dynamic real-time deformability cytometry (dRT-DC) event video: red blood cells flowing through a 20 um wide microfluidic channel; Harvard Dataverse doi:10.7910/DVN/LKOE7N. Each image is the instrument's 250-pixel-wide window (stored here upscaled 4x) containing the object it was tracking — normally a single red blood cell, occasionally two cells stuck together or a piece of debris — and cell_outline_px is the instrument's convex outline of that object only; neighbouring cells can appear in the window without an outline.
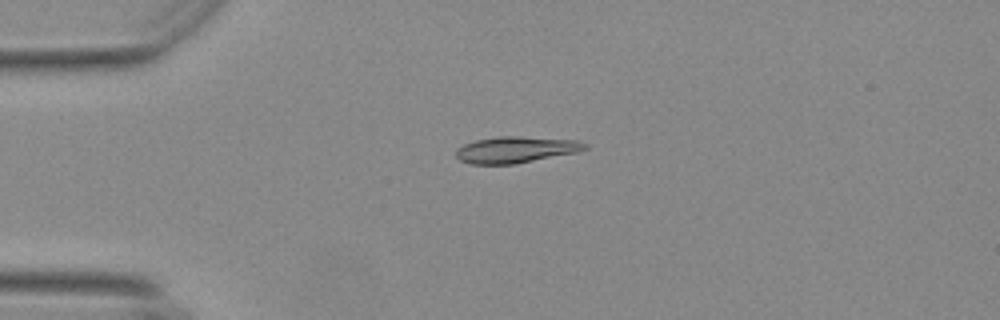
{"species": "Egyptian fruit bat (a non-hibernating species)", "species_latin": "Rousettus aegyptiacus", "temperature_condition": "warm", "stored_images_in_passage": 12, "camera_frame_rate_fps": 3000, "um_per_image_px": 0.085, "animal": {"sex": "female"}, "frame": {"image": 1, "passage_image": 2, "time_ms": 0.333, "image_size_px": [1000, 320], "cell_outline_px": [[588, 148], [576, 152], [516, 164], [472, 164], [460, 160], [456, 156], [456, 148], [464, 144], [476, 140], [500, 136], [520, 136], [576, 140], [588, 144]], "centroid_in_image_um": [43.84, 12.72], "position_along_channel_um": 41.2, "area_um2": 19.77}}
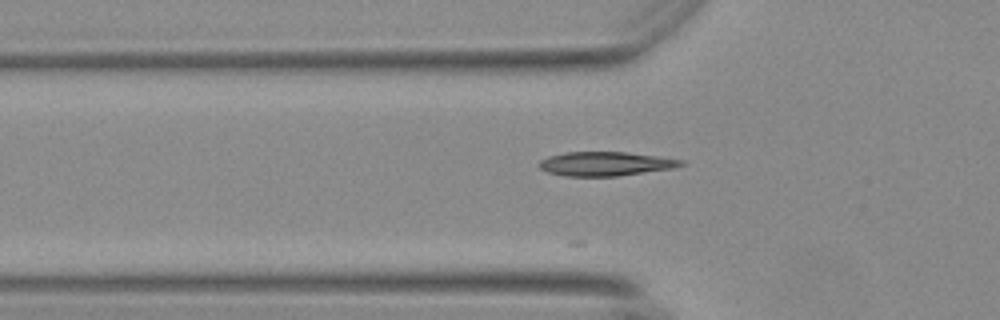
{"frame": {"image": 2, "passage_image": 7, "time_ms": 2.0, "image_size_px": [1000, 320], "cell_outline_px": [[684, 164], [672, 168], [616, 176], [564, 176], [548, 172], [540, 168], [540, 160], [548, 156], [568, 152], [628, 152], [684, 160]], "centroid_in_image_um": [51.44, 13.92], "position_along_channel_um": 74.4, "area_um2": 19.65}}
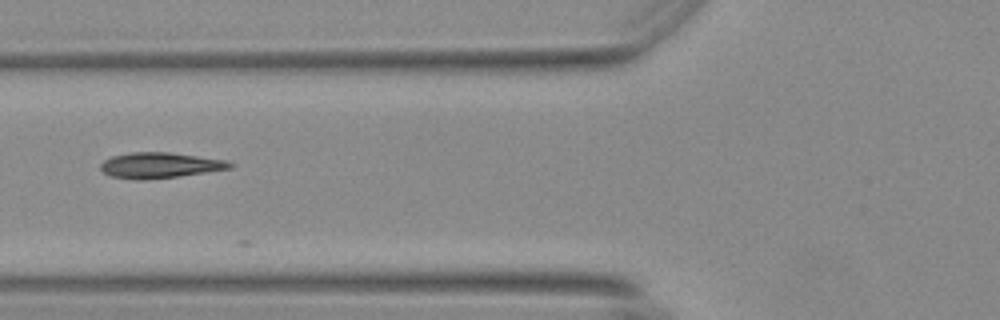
{"frame": {"image": 3, "passage_image": 10, "time_ms": 3.0, "image_size_px": [1000, 320], "cell_outline_px": [[236, 164], [232, 168], [176, 176], [136, 180], [112, 176], [104, 172], [100, 168], [100, 164], [104, 160], [112, 156], [132, 152], [168, 152], [228, 160]], "centroid_in_image_um": [13.61, 14.03], "position_along_channel_um": 112.2, "area_um2": 19.07}}